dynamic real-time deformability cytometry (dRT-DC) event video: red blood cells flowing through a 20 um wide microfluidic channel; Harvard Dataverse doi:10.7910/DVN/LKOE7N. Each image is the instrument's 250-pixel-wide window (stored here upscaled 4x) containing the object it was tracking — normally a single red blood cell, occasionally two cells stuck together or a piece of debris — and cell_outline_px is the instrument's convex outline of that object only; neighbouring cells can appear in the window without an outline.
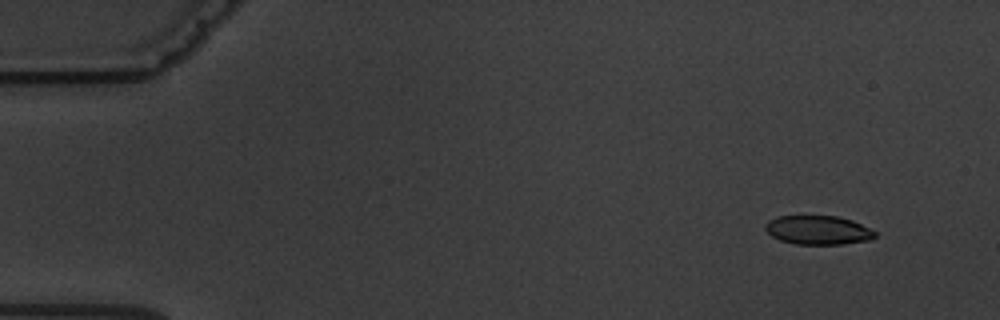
{"species": "common noctule bat (a hibernating species)", "species_latin": "Nyctalus noctula", "temperature_condition": "warm", "stored_images_in_passage": 10, "camera_frame_rate_fps": 3000, "um_per_image_px": 0.085, "animal": {"sex": "male", "body_mass_g": 19.5, "forearm_length_mm": 54.6}, "frame": {"image": 1, "passage_image": 2, "time_ms": 1.0, "image_size_px": [1000, 320], "cell_outline_px": [[876, 236], [872, 240], [840, 244], [796, 244], [780, 240], [772, 236], [764, 228], [764, 224], [768, 220], [776, 216], [836, 216], [852, 220], [876, 232]], "centroid_in_image_um": [69.52, 19.55], "position_along_channel_um": 15.5, "area_um2": 18.5}}
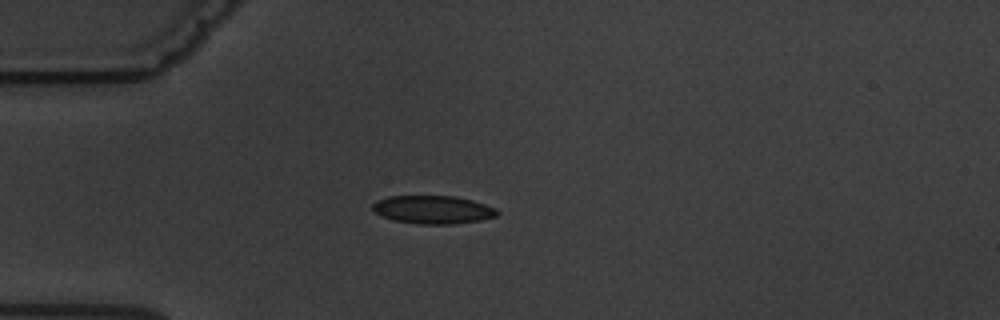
{"frame": {"image": 2, "passage_image": 5, "time_ms": 4.667, "image_size_px": [1000, 320], "cell_outline_px": [[500, 212], [496, 216], [480, 220], [452, 224], [420, 224], [392, 220], [380, 216], [372, 208], [372, 204], [376, 200], [388, 196], [456, 196], [472, 200], [496, 208]], "centroid_in_image_um": [36.78, 17.82], "position_along_channel_um": 48.2, "area_um2": 20.52}}
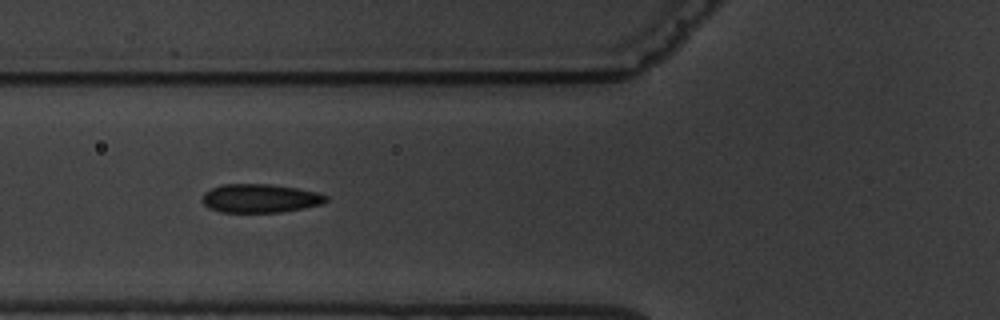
{"frame": {"image": 3, "passage_image": 7, "time_ms": 6.667, "image_size_px": [1000, 320], "cell_outline_px": [[328, 200], [320, 204], [280, 212], [220, 212], [208, 208], [200, 200], [204, 192], [220, 184], [268, 184], [296, 188], [316, 192], [328, 196]], "centroid_in_image_um": [22.04, 16.85], "position_along_channel_um": 103.8, "area_um2": 20.58}}